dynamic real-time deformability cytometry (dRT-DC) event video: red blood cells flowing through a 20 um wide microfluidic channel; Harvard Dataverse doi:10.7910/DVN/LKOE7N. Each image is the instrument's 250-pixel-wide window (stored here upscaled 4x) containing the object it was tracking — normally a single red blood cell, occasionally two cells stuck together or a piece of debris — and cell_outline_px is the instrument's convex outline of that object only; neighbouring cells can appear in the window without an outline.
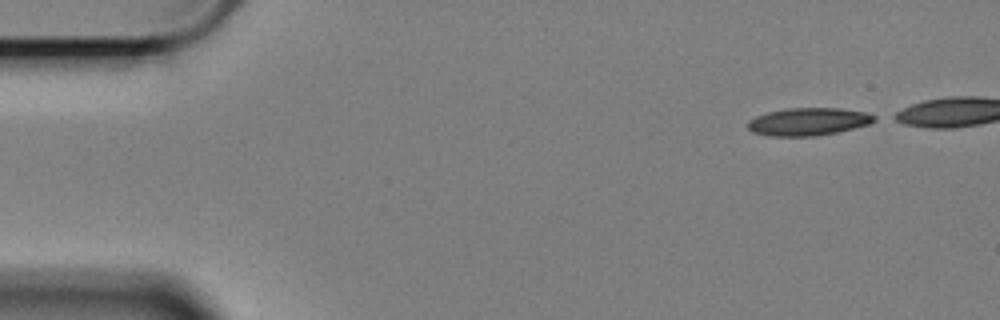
{"species": "Egyptian fruit bat (a non-hibernating species)", "species_latin": "Rousettus aegyptiacus", "temperature_condition": "cold", "stored_images_in_passage": 20, "camera_frame_rate_fps": 3000, "um_per_image_px": 0.085, "animal": {"sex": "female"}, "frame": {"image": 1, "passage_image": 1, "time_ms": 0.0, "image_size_px": [1000, 320], "cell_outline_px": [[876, 120], [868, 124], [836, 132], [816, 136], [772, 136], [752, 132], [748, 128], [748, 120], [756, 116], [768, 112], [788, 108], [840, 108], [868, 112], [876, 116]], "centroid_in_image_um": [68.71, 10.33], "position_along_channel_um": 16.3, "area_um2": 20.35}}
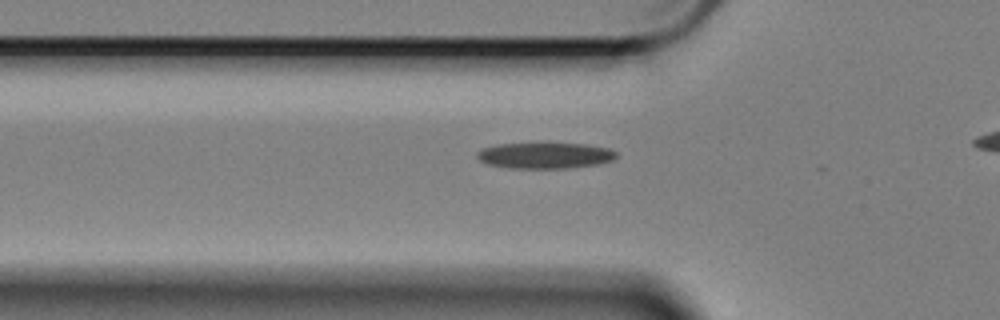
{"frame": {"image": 2, "passage_image": 15, "time_ms": 4.667, "image_size_px": [1000, 320], "cell_outline_px": [[616, 156], [612, 160], [600, 164], [568, 168], [508, 168], [488, 164], [480, 160], [476, 156], [476, 152], [484, 148], [496, 144], [548, 140], [584, 144], [608, 148], [616, 152]], "centroid_in_image_um": [46.3, 13.16], "position_along_channel_um": 79.5, "area_um2": 22.14}}
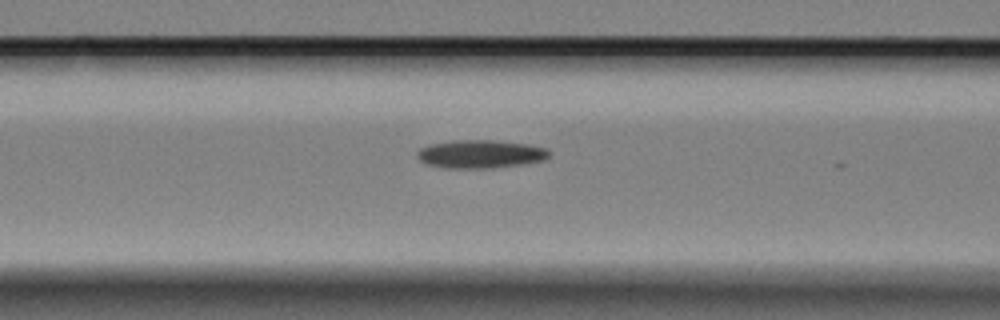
{"frame": {"image": 3, "passage_image": 19, "time_ms": 6.0, "image_size_px": [1000, 320], "cell_outline_px": [[552, 152], [544, 160], [524, 164], [492, 168], [448, 168], [428, 164], [420, 160], [416, 156], [416, 152], [420, 148], [428, 144], [452, 140], [496, 140], [528, 144], [548, 148]], "centroid_in_image_um": [40.85, 13.08], "position_along_channel_um": 125.7, "area_um2": 21.96}}